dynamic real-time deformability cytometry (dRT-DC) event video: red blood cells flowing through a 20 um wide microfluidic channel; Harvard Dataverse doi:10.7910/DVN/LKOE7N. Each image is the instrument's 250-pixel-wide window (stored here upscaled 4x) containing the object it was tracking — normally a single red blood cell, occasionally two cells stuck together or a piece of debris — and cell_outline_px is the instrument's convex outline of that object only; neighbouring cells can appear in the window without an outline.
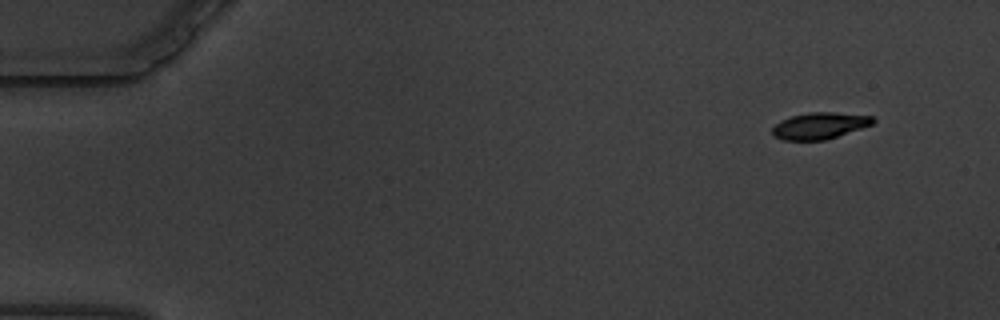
{"species": "common noctule bat (a hibernating species)", "species_latin": "Nyctalus noctula", "temperature_condition": "warm", "stored_images_in_passage": 56, "camera_frame_rate_fps": 3000, "um_per_image_px": 0.085, "animal": {"sex": "male", "body_mass_g": 19.5, "forearm_length_mm": 54.6}, "frame": {"image": 1, "passage_image": 1, "time_ms": 0.0, "image_size_px": [1000, 320], "cell_outline_px": [[876, 120], [872, 124], [824, 140], [784, 140], [772, 136], [772, 128], [780, 120], [792, 116], [808, 112], [832, 112], [872, 116]], "centroid_in_image_um": [69.62, 10.68], "position_along_channel_um": 15.4, "area_um2": 15.37}}
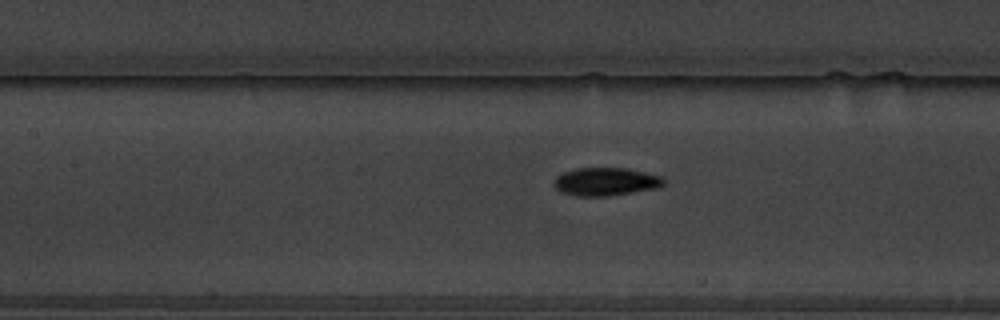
{"frame": {"image": 2, "passage_image": 24, "time_ms": 7.667, "image_size_px": [1000, 320], "cell_outline_px": [[664, 184], [660, 188], [608, 196], [576, 196], [560, 192], [552, 184], [552, 180], [556, 176], [564, 172], [576, 168], [628, 168], [664, 176]], "centroid_in_image_um": [51.49, 15.44], "position_along_channel_um": 155.9, "area_um2": 18.32}}
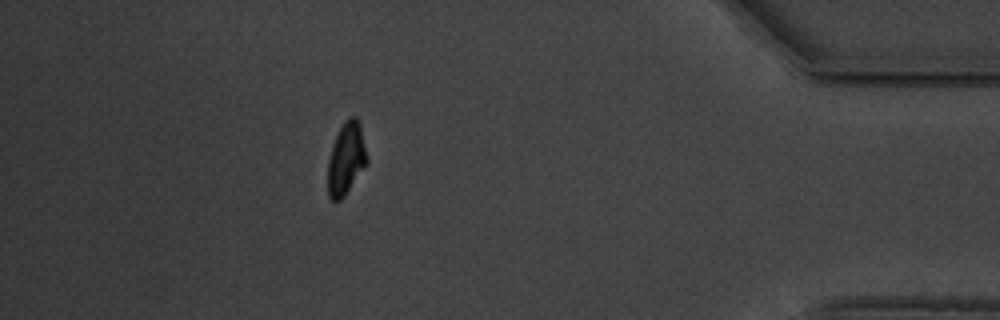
{"frame": {"image": 3, "passage_image": 50, "time_ms": 16.333, "image_size_px": [1000, 320], "cell_outline_px": [[368, 164], [344, 196], [340, 200], [332, 200], [328, 196], [328, 160], [332, 144], [344, 120], [348, 116], [356, 116], [360, 124], [368, 160]], "centroid_in_image_um": [29.43, 13.48], "position_along_channel_um": 405.8, "area_um2": 16.59}, "authors_computed_cell_mechanics": {"area_um2": 17.0221, "velocity_mm_per_s": 3.3839, "shape_relaxation_time_tau1_ms": 2.0664, "shape_relaxation_time_tau2_ms": 2.4995, "deformation_change_tau1": 0.1774, "deformation_change_tau2": 0.077}}